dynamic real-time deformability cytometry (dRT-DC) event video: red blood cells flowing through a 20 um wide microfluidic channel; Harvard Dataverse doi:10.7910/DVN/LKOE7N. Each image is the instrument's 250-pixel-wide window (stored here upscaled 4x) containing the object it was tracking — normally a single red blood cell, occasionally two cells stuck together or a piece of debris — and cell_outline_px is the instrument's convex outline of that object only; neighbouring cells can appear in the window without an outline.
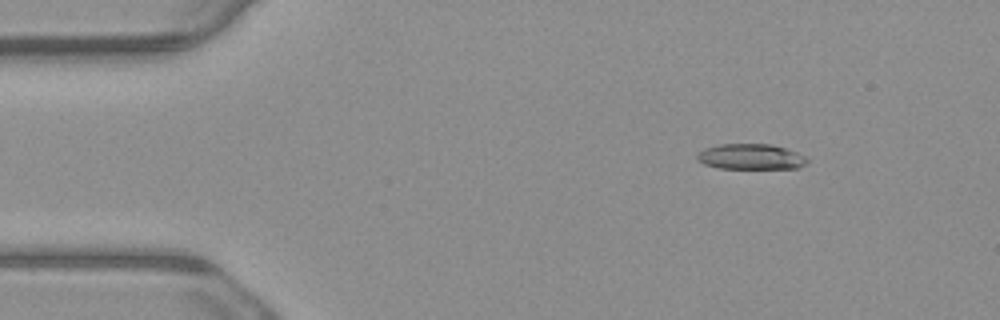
{"species": "common noctule bat (a hibernating species)", "species_latin": "Nyctalus noctula", "temperature_condition": "warm", "stored_images_in_passage": 4, "camera_frame_rate_fps": 3000, "um_per_image_px": 0.085, "animal": {"sex": "male", "body_mass_g": 23.1, "forearm_length_mm": 52.7}, "frame": {"image": 1, "passage_image": 2, "time_ms": 0.333, "image_size_px": [1000, 320], "cell_outline_px": [[808, 160], [804, 164], [796, 168], [720, 168], [704, 164], [696, 160], [696, 156], [704, 148], [716, 144], [772, 144], [796, 152], [804, 156]], "centroid_in_image_um": [63.76, 13.31], "position_along_channel_um": 21.2, "area_um2": 16.24}}